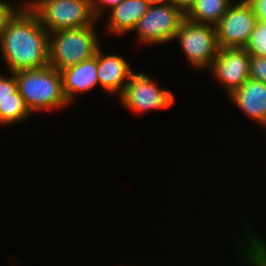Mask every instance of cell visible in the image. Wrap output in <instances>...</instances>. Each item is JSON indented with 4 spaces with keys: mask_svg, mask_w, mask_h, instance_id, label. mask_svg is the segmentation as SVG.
I'll return each mask as SVG.
<instances>
[{
    "mask_svg": "<svg viewBox=\"0 0 266 266\" xmlns=\"http://www.w3.org/2000/svg\"><path fill=\"white\" fill-rule=\"evenodd\" d=\"M26 4L50 33L96 24L91 0H36Z\"/></svg>",
    "mask_w": 266,
    "mask_h": 266,
    "instance_id": "277c9868",
    "label": "cell"
},
{
    "mask_svg": "<svg viewBox=\"0 0 266 266\" xmlns=\"http://www.w3.org/2000/svg\"><path fill=\"white\" fill-rule=\"evenodd\" d=\"M18 91L31 114L36 111L60 109L68 106L64 92L62 75L50 65L14 72Z\"/></svg>",
    "mask_w": 266,
    "mask_h": 266,
    "instance_id": "7a4b0ae2",
    "label": "cell"
},
{
    "mask_svg": "<svg viewBox=\"0 0 266 266\" xmlns=\"http://www.w3.org/2000/svg\"><path fill=\"white\" fill-rule=\"evenodd\" d=\"M120 102L131 112L142 113L149 110L167 109L173 105V94L158 87L145 73L133 72L126 84Z\"/></svg>",
    "mask_w": 266,
    "mask_h": 266,
    "instance_id": "52a82bcc",
    "label": "cell"
},
{
    "mask_svg": "<svg viewBox=\"0 0 266 266\" xmlns=\"http://www.w3.org/2000/svg\"><path fill=\"white\" fill-rule=\"evenodd\" d=\"M96 24L69 30H59L49 36L50 66L59 72L91 59L100 48Z\"/></svg>",
    "mask_w": 266,
    "mask_h": 266,
    "instance_id": "3957f363",
    "label": "cell"
},
{
    "mask_svg": "<svg viewBox=\"0 0 266 266\" xmlns=\"http://www.w3.org/2000/svg\"><path fill=\"white\" fill-rule=\"evenodd\" d=\"M249 63L250 54L244 48H219L209 69L229 96L250 79Z\"/></svg>",
    "mask_w": 266,
    "mask_h": 266,
    "instance_id": "9c48e42d",
    "label": "cell"
},
{
    "mask_svg": "<svg viewBox=\"0 0 266 266\" xmlns=\"http://www.w3.org/2000/svg\"><path fill=\"white\" fill-rule=\"evenodd\" d=\"M250 79L266 83V57L250 55Z\"/></svg>",
    "mask_w": 266,
    "mask_h": 266,
    "instance_id": "d6986e66",
    "label": "cell"
},
{
    "mask_svg": "<svg viewBox=\"0 0 266 266\" xmlns=\"http://www.w3.org/2000/svg\"><path fill=\"white\" fill-rule=\"evenodd\" d=\"M133 72L130 64L123 57L105 55L100 48L97 50V76L99 85L106 92L119 93L121 96Z\"/></svg>",
    "mask_w": 266,
    "mask_h": 266,
    "instance_id": "30bf717a",
    "label": "cell"
},
{
    "mask_svg": "<svg viewBox=\"0 0 266 266\" xmlns=\"http://www.w3.org/2000/svg\"><path fill=\"white\" fill-rule=\"evenodd\" d=\"M24 5L7 19L0 38L1 54L9 72L50 65V34L37 14Z\"/></svg>",
    "mask_w": 266,
    "mask_h": 266,
    "instance_id": "6da1fadb",
    "label": "cell"
},
{
    "mask_svg": "<svg viewBox=\"0 0 266 266\" xmlns=\"http://www.w3.org/2000/svg\"><path fill=\"white\" fill-rule=\"evenodd\" d=\"M171 3L175 8L179 9L184 15H186L190 9L194 6L196 0H166Z\"/></svg>",
    "mask_w": 266,
    "mask_h": 266,
    "instance_id": "603a6c76",
    "label": "cell"
},
{
    "mask_svg": "<svg viewBox=\"0 0 266 266\" xmlns=\"http://www.w3.org/2000/svg\"><path fill=\"white\" fill-rule=\"evenodd\" d=\"M8 77L0 75V100L16 99V91L18 90L16 74L10 72Z\"/></svg>",
    "mask_w": 266,
    "mask_h": 266,
    "instance_id": "ac0fdd59",
    "label": "cell"
},
{
    "mask_svg": "<svg viewBox=\"0 0 266 266\" xmlns=\"http://www.w3.org/2000/svg\"><path fill=\"white\" fill-rule=\"evenodd\" d=\"M246 237L243 245L244 252L241 255H244L242 258L243 262L249 264L248 266H266V243L262 240L260 236L255 235L248 231V235Z\"/></svg>",
    "mask_w": 266,
    "mask_h": 266,
    "instance_id": "2e32d148",
    "label": "cell"
},
{
    "mask_svg": "<svg viewBox=\"0 0 266 266\" xmlns=\"http://www.w3.org/2000/svg\"><path fill=\"white\" fill-rule=\"evenodd\" d=\"M123 0H91L92 11L95 18L98 20L99 16L106 10V8H114L118 6Z\"/></svg>",
    "mask_w": 266,
    "mask_h": 266,
    "instance_id": "ffe728a7",
    "label": "cell"
},
{
    "mask_svg": "<svg viewBox=\"0 0 266 266\" xmlns=\"http://www.w3.org/2000/svg\"><path fill=\"white\" fill-rule=\"evenodd\" d=\"M258 19L247 1L232 4L215 25L220 48H244Z\"/></svg>",
    "mask_w": 266,
    "mask_h": 266,
    "instance_id": "ba28073f",
    "label": "cell"
},
{
    "mask_svg": "<svg viewBox=\"0 0 266 266\" xmlns=\"http://www.w3.org/2000/svg\"><path fill=\"white\" fill-rule=\"evenodd\" d=\"M32 115L25 105L23 97L16 91V99L0 100V124L18 123Z\"/></svg>",
    "mask_w": 266,
    "mask_h": 266,
    "instance_id": "9a60e30c",
    "label": "cell"
},
{
    "mask_svg": "<svg viewBox=\"0 0 266 266\" xmlns=\"http://www.w3.org/2000/svg\"><path fill=\"white\" fill-rule=\"evenodd\" d=\"M174 39H178L190 65L201 70L211 67L220 48L214 25L195 23L186 18L180 23Z\"/></svg>",
    "mask_w": 266,
    "mask_h": 266,
    "instance_id": "5b68a950",
    "label": "cell"
},
{
    "mask_svg": "<svg viewBox=\"0 0 266 266\" xmlns=\"http://www.w3.org/2000/svg\"><path fill=\"white\" fill-rule=\"evenodd\" d=\"M228 97L245 115L266 128V83L248 79Z\"/></svg>",
    "mask_w": 266,
    "mask_h": 266,
    "instance_id": "8fae6325",
    "label": "cell"
},
{
    "mask_svg": "<svg viewBox=\"0 0 266 266\" xmlns=\"http://www.w3.org/2000/svg\"><path fill=\"white\" fill-rule=\"evenodd\" d=\"M148 8L149 5L143 0H123L109 11L108 32L121 35L133 31Z\"/></svg>",
    "mask_w": 266,
    "mask_h": 266,
    "instance_id": "4fadbf2b",
    "label": "cell"
},
{
    "mask_svg": "<svg viewBox=\"0 0 266 266\" xmlns=\"http://www.w3.org/2000/svg\"><path fill=\"white\" fill-rule=\"evenodd\" d=\"M244 49L250 54L266 57V22L258 20Z\"/></svg>",
    "mask_w": 266,
    "mask_h": 266,
    "instance_id": "e0dca14e",
    "label": "cell"
},
{
    "mask_svg": "<svg viewBox=\"0 0 266 266\" xmlns=\"http://www.w3.org/2000/svg\"><path fill=\"white\" fill-rule=\"evenodd\" d=\"M16 9L17 7L15 8L14 5H11L8 1L0 0V38L7 19Z\"/></svg>",
    "mask_w": 266,
    "mask_h": 266,
    "instance_id": "44dd1931",
    "label": "cell"
},
{
    "mask_svg": "<svg viewBox=\"0 0 266 266\" xmlns=\"http://www.w3.org/2000/svg\"><path fill=\"white\" fill-rule=\"evenodd\" d=\"M184 18L185 15L179 9L165 1L150 5L133 30L142 44H161L174 40Z\"/></svg>",
    "mask_w": 266,
    "mask_h": 266,
    "instance_id": "8992f818",
    "label": "cell"
},
{
    "mask_svg": "<svg viewBox=\"0 0 266 266\" xmlns=\"http://www.w3.org/2000/svg\"><path fill=\"white\" fill-rule=\"evenodd\" d=\"M233 0H196L185 18L195 23L216 25L233 4Z\"/></svg>",
    "mask_w": 266,
    "mask_h": 266,
    "instance_id": "5bb4252c",
    "label": "cell"
},
{
    "mask_svg": "<svg viewBox=\"0 0 266 266\" xmlns=\"http://www.w3.org/2000/svg\"><path fill=\"white\" fill-rule=\"evenodd\" d=\"M145 3L150 5H156L165 2L166 0H143Z\"/></svg>",
    "mask_w": 266,
    "mask_h": 266,
    "instance_id": "cb8c5ba5",
    "label": "cell"
},
{
    "mask_svg": "<svg viewBox=\"0 0 266 266\" xmlns=\"http://www.w3.org/2000/svg\"><path fill=\"white\" fill-rule=\"evenodd\" d=\"M247 2L252 6L257 19L266 22V0H249Z\"/></svg>",
    "mask_w": 266,
    "mask_h": 266,
    "instance_id": "7402d4cb",
    "label": "cell"
},
{
    "mask_svg": "<svg viewBox=\"0 0 266 266\" xmlns=\"http://www.w3.org/2000/svg\"><path fill=\"white\" fill-rule=\"evenodd\" d=\"M63 92L71 104L76 94L88 92L99 85L97 76V52L91 59L61 71Z\"/></svg>",
    "mask_w": 266,
    "mask_h": 266,
    "instance_id": "7c38bea8",
    "label": "cell"
}]
</instances>
